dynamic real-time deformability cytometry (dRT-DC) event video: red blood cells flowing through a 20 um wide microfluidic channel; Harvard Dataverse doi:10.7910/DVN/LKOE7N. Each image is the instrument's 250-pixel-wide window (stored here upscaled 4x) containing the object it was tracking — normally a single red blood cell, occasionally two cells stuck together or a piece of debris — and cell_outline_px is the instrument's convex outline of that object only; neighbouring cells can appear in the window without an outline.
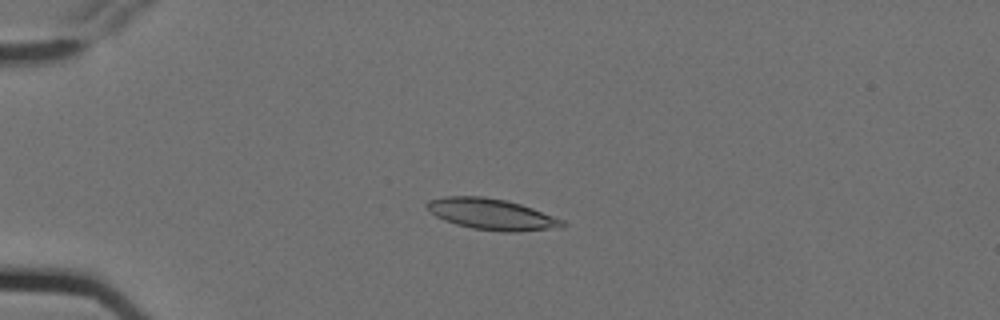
{"species": "Egyptian fruit bat (a non-hibernating species)", "species_latin": "Rousettus aegyptiacus", "temperature_condition": "cold", "stored_images_in_passage": 6, "camera_frame_rate_fps": 3000, "um_per_image_px": 0.085, "animal": {"sex": "female"}, "frame": {"image": 1, "passage_image": 4, "time_ms": 1.0, "image_size_px": [1000, 320], "cell_outline_px": [[568, 224], [548, 228], [516, 232], [504, 232], [472, 228], [456, 224], [444, 220], [436, 216], [424, 208], [424, 204], [428, 200], [444, 196], [484, 196], [504, 200], [520, 204], [532, 208], [564, 220]], "centroid_in_image_um": [41.7, 18.19], "position_along_channel_um": 43.3, "area_um2": 24.39}}
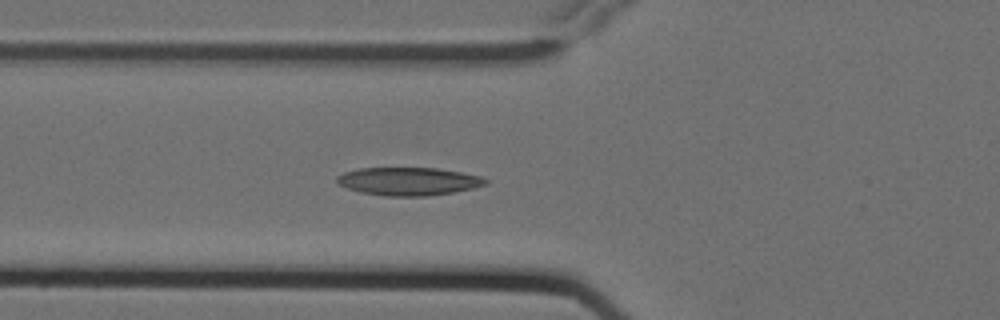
{"frame": {"image": 2, "passage_image": 6, "time_ms": 1.667, "image_size_px": [1000, 320], "cell_outline_px": [[488, 184], [472, 188], [452, 192], [428, 196], [388, 196], [360, 192], [336, 184], [336, 176], [344, 172], [360, 168], [436, 168], [460, 172], [480, 176], [488, 180]], "centroid_in_image_um": [34.69, 15.41], "position_along_channel_um": 91.1, "area_um2": 24.22}}